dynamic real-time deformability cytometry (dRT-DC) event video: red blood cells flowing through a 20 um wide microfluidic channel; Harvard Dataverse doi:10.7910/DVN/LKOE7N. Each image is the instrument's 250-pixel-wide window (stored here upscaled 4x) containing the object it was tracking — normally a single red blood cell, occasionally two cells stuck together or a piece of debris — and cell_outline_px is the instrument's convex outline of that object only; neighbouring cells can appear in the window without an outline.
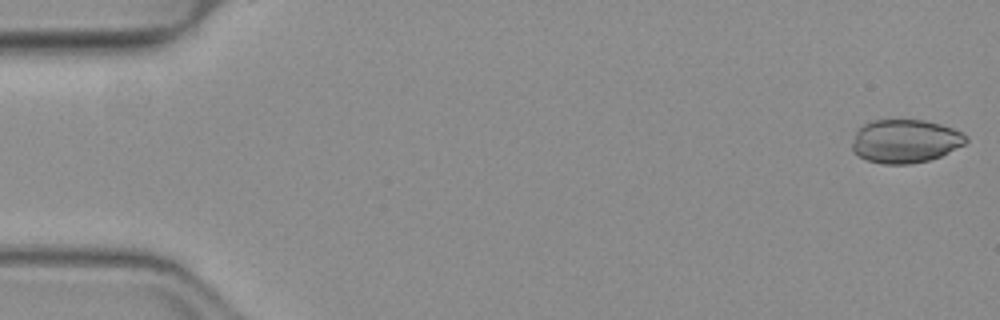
{"species": "common noctule bat (a hibernating species)", "species_latin": "Nyctalus noctula", "temperature_condition": "warm", "stored_images_in_passage": 51, "camera_frame_rate_fps": 3000, "um_per_image_px": 0.085, "animal": {"sex": "female", "body_mass_g": 19.3, "forearm_length_mm": 54.1}, "frame": {"image": 1, "passage_image": 1, "time_ms": 0.0, "image_size_px": [1000, 320], "cell_outline_px": [[968, 140], [964, 144], [940, 156], [928, 160], [908, 164], [884, 164], [868, 160], [852, 152], [852, 144], [856, 128], [872, 120], [924, 120], [940, 124], [952, 128], [968, 136]], "centroid_in_image_um": [76.91, 11.99], "position_along_channel_um": 8.1, "area_um2": 28.78}}
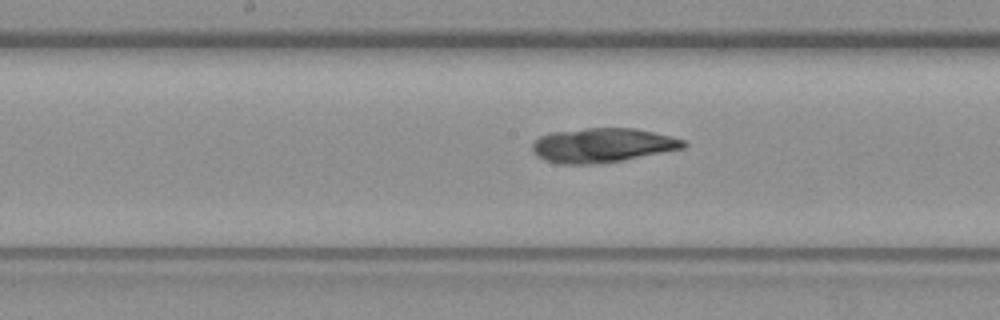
{"frame": {"image": 2, "passage_image": 26, "time_ms": 8.333, "image_size_px": [1000, 320], "cell_outline_px": [[688, 144], [684, 148], [624, 160], [600, 164], [560, 164], [544, 160], [536, 156], [532, 152], [532, 144], [540, 136], [552, 132], [588, 128], [636, 128], [672, 136], [684, 140]], "centroid_in_image_um": [51.21, 12.35], "position_along_channel_um": 197.0, "area_um2": 30.46}}
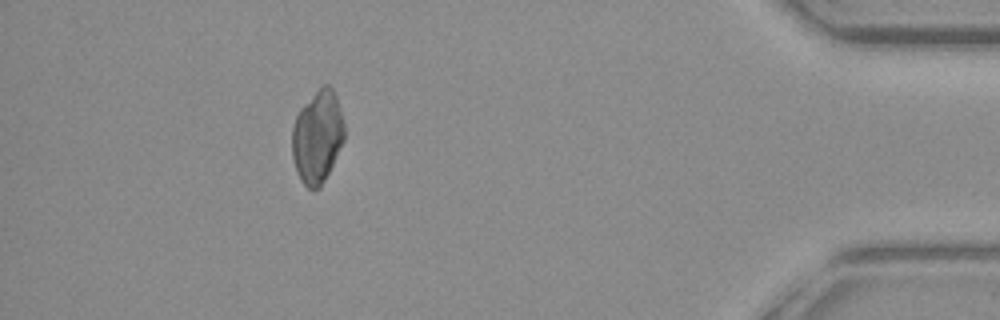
{"frame": {"image": 3, "passage_image": 46, "time_ms": 15.0, "image_size_px": [1000, 320], "cell_outline_px": [[344, 140], [320, 188], [308, 188], [300, 180], [296, 172], [292, 156], [292, 128], [296, 116], [300, 108], [324, 84], [328, 84], [332, 88], [336, 96], [340, 108], [344, 124]], "centroid_in_image_um": [26.96, 11.63], "position_along_channel_um": 408.2, "area_um2": 27.92}}